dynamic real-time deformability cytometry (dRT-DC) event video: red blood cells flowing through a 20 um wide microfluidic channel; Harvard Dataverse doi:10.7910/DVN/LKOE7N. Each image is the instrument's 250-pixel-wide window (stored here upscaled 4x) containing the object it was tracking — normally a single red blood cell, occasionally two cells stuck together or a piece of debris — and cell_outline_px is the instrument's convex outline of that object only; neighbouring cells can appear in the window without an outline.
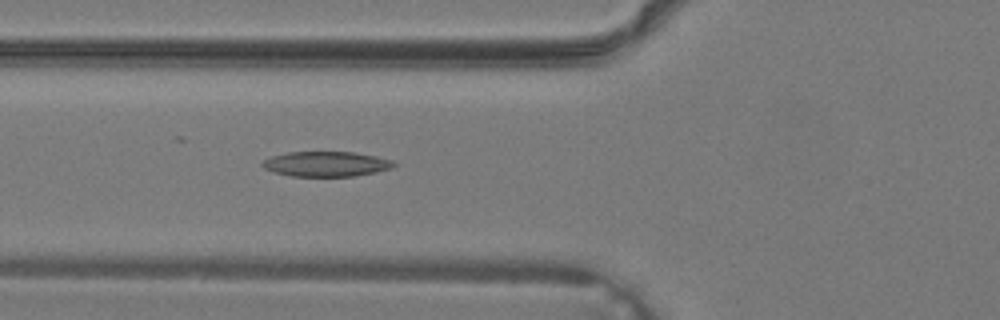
{"species": "common noctule bat (a hibernating species)", "species_latin": "Nyctalus noctula", "temperature_condition": "warm", "stored_images_in_passage": 40, "camera_frame_rate_fps": 3000, "um_per_image_px": 0.085, "animal": {"sex": "male", "body_mass_g": 19.2, "forearm_length_mm": 51.8}, "frame": {"image": 1, "passage_image": 16, "time_ms": 5.0, "image_size_px": [1000, 320], "cell_outline_px": [[396, 164], [392, 168], [376, 172], [356, 176], [292, 176], [276, 172], [264, 168], [260, 164], [264, 160], [272, 156], [288, 152], [352, 152], [376, 156], [392, 160]], "centroid_in_image_um": [27.74, 13.94], "position_along_channel_um": 98.1, "area_um2": 19.07}}
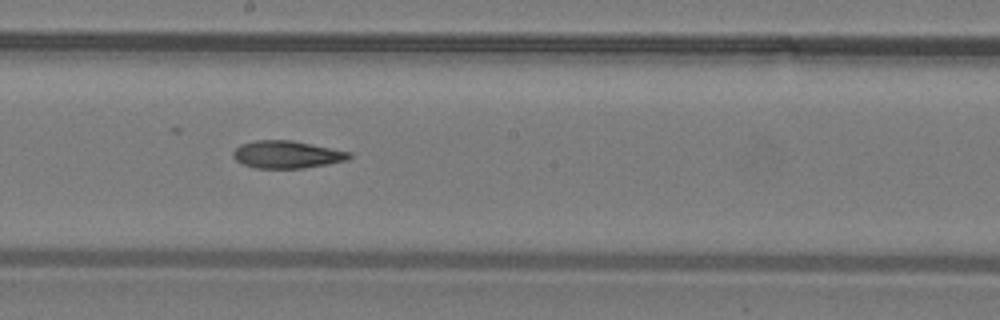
{"frame": {"image": 2, "passage_image": 23, "time_ms": 7.333, "image_size_px": [1000, 320], "cell_outline_px": [[352, 156], [348, 160], [328, 164], [304, 168], [256, 168], [244, 164], [236, 160], [232, 156], [232, 152], [240, 144], [256, 140], [292, 140], [352, 152]], "centroid_in_image_um": [24.4, 13.13], "position_along_channel_um": 223.8, "area_um2": 18.67}}
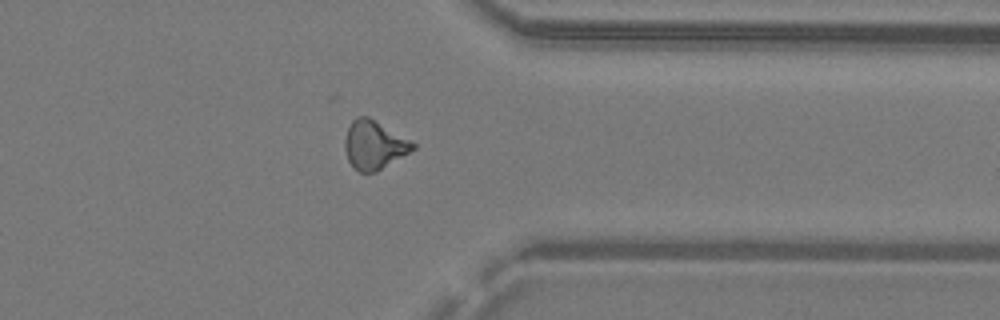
{"frame": {"image": 3, "passage_image": 32, "time_ms": 10.333, "image_size_px": [1000, 320], "cell_outline_px": [[416, 148], [376, 172], [360, 172], [348, 160], [344, 148], [344, 140], [348, 128], [352, 120], [356, 116], [368, 116], [416, 144]], "centroid_in_image_um": [31.78, 12.31], "position_along_channel_um": 379.6, "area_um2": 18.96}}